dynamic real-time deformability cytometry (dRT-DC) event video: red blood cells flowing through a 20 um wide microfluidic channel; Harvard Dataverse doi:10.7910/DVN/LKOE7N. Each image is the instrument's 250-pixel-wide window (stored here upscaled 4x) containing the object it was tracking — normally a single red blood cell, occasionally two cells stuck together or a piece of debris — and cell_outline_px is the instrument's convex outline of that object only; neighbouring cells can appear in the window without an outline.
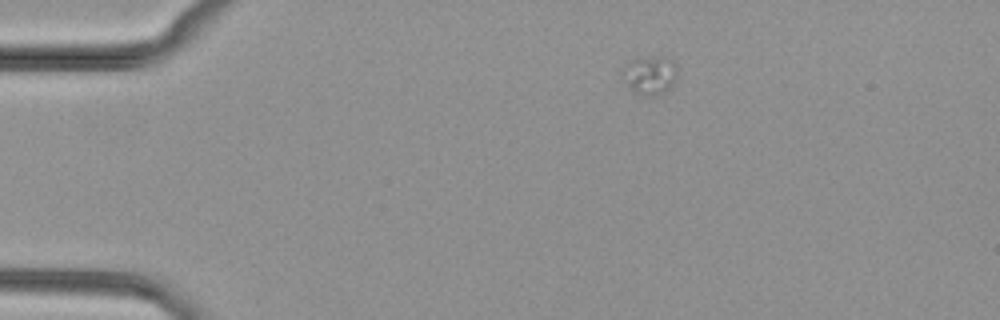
{"species": "common noctule bat (a hibernating species)", "species_latin": "Nyctalus noctula", "temperature_condition": "cold", "stored_images_in_passage": 30, "camera_frame_rate_fps": 3000, "um_per_image_px": 0.085, "animal": {"sex": "female", "body_mass_g": 29.2, "forearm_length_mm": 56.3}, "frame": {"image": 1, "passage_image": 1, "time_ms": 0.0, "image_size_px": [1000, 320], "cell_outline_px": [[676, 80], [672, 88], [664, 92], [652, 96], [648, 96], [636, 92], [628, 84], [620, 72], [628, 60], [632, 56], [668, 56], [676, 64]], "centroid_in_image_um": [55.25, 6.31], "position_along_channel_um": 29.7, "area_um2": 12.77}}